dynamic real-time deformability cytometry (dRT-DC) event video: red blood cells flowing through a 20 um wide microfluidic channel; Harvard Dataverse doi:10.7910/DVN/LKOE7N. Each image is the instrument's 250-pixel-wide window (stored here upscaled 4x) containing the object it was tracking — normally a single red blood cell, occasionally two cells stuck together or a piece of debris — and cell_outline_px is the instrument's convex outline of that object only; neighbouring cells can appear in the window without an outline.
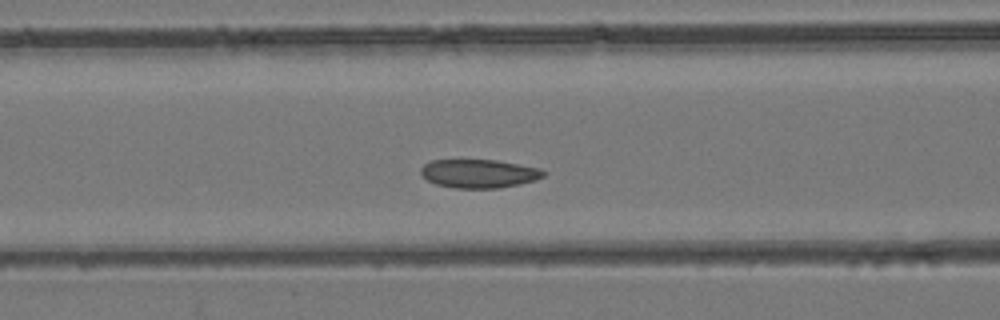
{"species": "common noctule bat (a hibernating species)", "species_latin": "Nyctalus noctula", "temperature_condition": "room temperature", "stored_images_in_passage": 30, "camera_frame_rate_fps": 3000, "um_per_image_px": 0.085, "animal": {"sex": "female", "body_mass_g": 24.6, "forearm_length_mm": 56.2}, "frame": {"image": 1, "passage_image": 11, "time_ms": 3.333, "image_size_px": [1000, 320], "cell_outline_px": [[548, 172], [544, 176], [536, 180], [520, 184], [500, 188], [456, 188], [436, 184], [428, 180], [420, 172], [420, 168], [424, 164], [432, 160], [496, 160], [540, 168]], "centroid_in_image_um": [40.74, 14.75], "position_along_channel_um": 125.9, "area_um2": 20.46}}
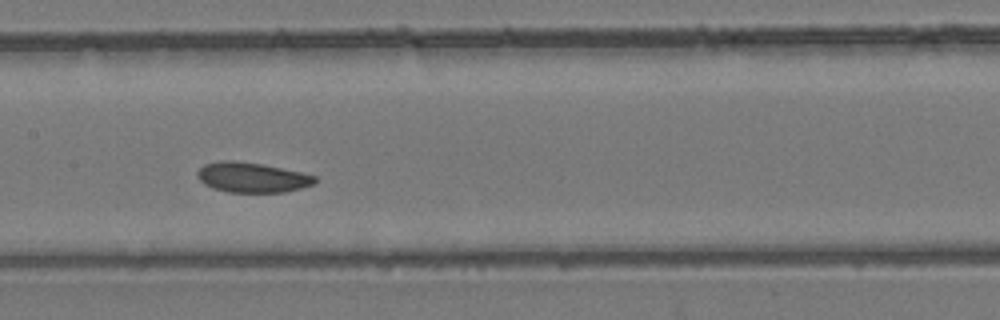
{"frame": {"image": 2, "passage_image": 15, "time_ms": 4.667, "image_size_px": [1000, 320], "cell_outline_px": [[316, 180], [312, 184], [300, 188], [284, 192], [228, 192], [212, 188], [204, 184], [196, 176], [196, 172], [204, 164], [224, 160], [232, 160], [260, 164], [300, 172], [316, 176]], "centroid_in_image_um": [21.37, 15.08], "position_along_channel_um": 186.0, "area_um2": 20.35}}
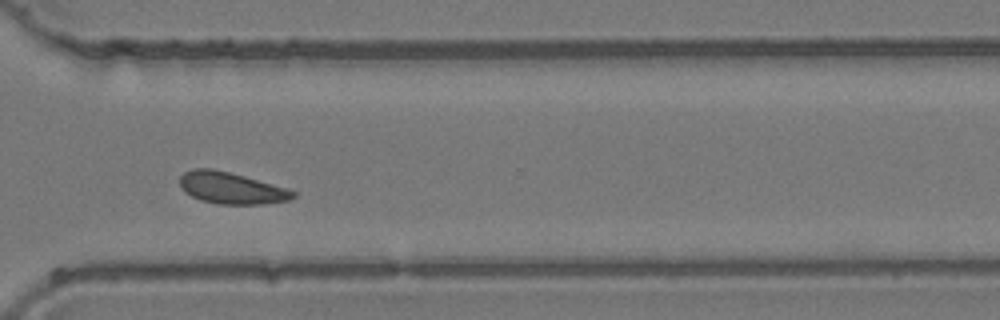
{"frame": {"image": 3, "passage_image": 26, "time_ms": 8.333, "image_size_px": [1000, 320], "cell_outline_px": [[296, 196], [288, 200], [264, 204], [220, 204], [200, 200], [184, 192], [180, 188], [180, 176], [184, 172], [192, 168], [212, 168], [244, 176], [284, 188], [296, 192]], "centroid_in_image_um": [19.6, 15.98], "position_along_channel_um": 351.0, "area_um2": 20.69}}